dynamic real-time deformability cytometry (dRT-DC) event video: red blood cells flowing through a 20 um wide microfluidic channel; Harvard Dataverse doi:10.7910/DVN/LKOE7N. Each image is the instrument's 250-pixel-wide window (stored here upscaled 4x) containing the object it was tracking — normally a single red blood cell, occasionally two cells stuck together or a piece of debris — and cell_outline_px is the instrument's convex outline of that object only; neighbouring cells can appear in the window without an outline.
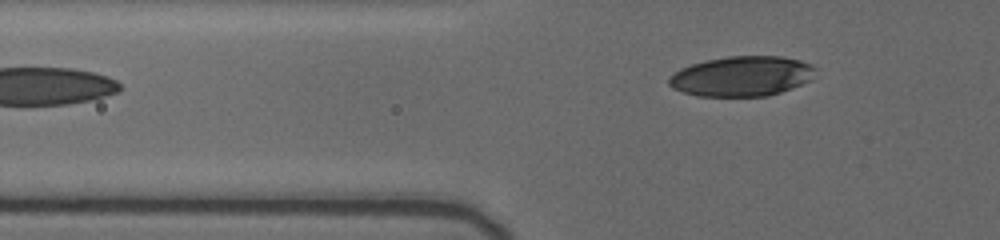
{"species": "human", "species_latin": "Homo sapiens", "temperature_condition": "cold", "stored_images_in_passage": 16, "segment_of_instrument_passage": [2, 2], "camera_frame_rate_fps": 3000, "um_per_image_px": 0.085, "donor": {"sex": "female"}, "frame": {"image": 1, "passage_image": 16, "time_ms": 6.667, "image_size_px": [1000, 240], "cell_outline_px": [[816, 68], [812, 80], [792, 88], [768, 96], [696, 96], [672, 88], [668, 84], [668, 80], [680, 68], [704, 60], [728, 56], [780, 56], [800, 60], [812, 64]], "centroid_in_image_um": [63.08, 6.47], "position_along_channel_um": 62.7, "area_um2": 34.33}}